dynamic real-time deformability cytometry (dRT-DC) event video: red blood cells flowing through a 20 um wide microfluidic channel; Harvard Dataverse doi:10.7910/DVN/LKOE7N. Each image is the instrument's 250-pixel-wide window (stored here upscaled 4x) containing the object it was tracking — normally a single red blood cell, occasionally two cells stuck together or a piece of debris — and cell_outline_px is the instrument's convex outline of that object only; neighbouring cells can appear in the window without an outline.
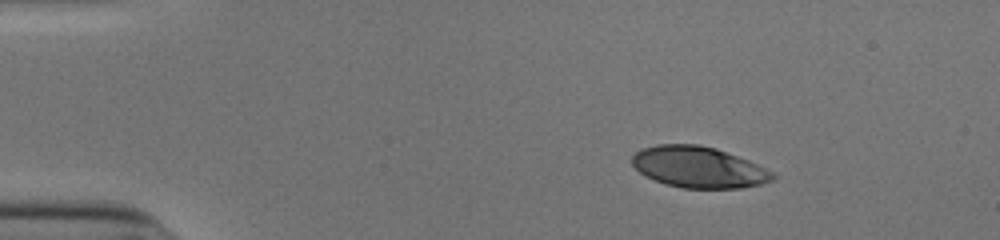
{"species": "human", "species_latin": "Homo sapiens", "temperature_condition": "cold", "stored_images_in_passage": 45, "camera_frame_rate_fps": 3000, "um_per_image_px": 0.085, "donor": {"sex": "male"}, "frame": {"image": 1, "passage_image": 1, "time_ms": 0.0, "image_size_px": [1000, 240], "cell_outline_px": [[776, 180], [760, 184], [740, 188], [684, 188], [664, 184], [644, 176], [632, 164], [632, 156], [640, 148], [656, 144], [700, 144], [716, 148], [748, 160], [772, 172], [776, 176]], "centroid_in_image_um": [59.36, 14.2], "position_along_channel_um": 25.6, "area_um2": 33.87}}
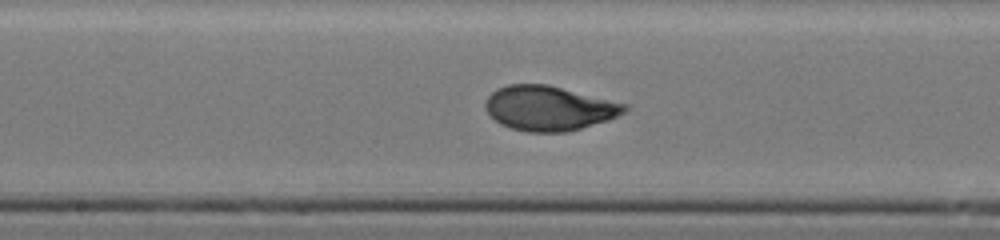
{"frame": {"image": 2, "passage_image": 21, "time_ms": 6.667, "image_size_px": [1000, 240], "cell_outline_px": [[628, 108], [624, 112], [608, 120], [568, 132], [528, 132], [512, 128], [500, 124], [488, 112], [484, 104], [484, 100], [496, 88], [508, 84], [548, 84], [628, 104]], "centroid_in_image_um": [46.66, 9.19], "position_along_channel_um": 201.5, "area_um2": 36.24}}
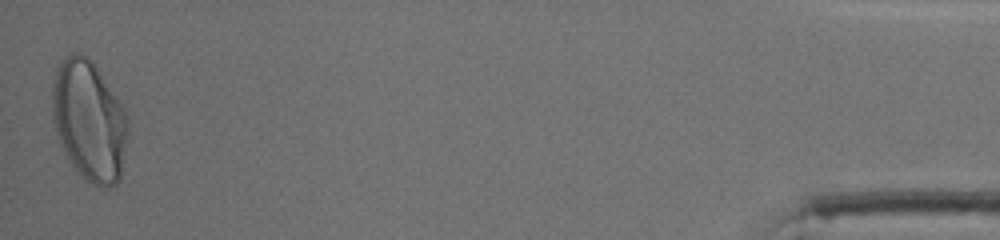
{"frame": {"image": 3, "passage_image": 45, "time_ms": 14.667, "image_size_px": [1000, 240], "cell_outline_px": [[128, 124], [120, 180], [116, 184], [100, 188], [92, 184], [72, 164], [60, 144], [52, 116], [52, 84], [56, 68], [68, 56], [76, 52], [84, 56], [96, 68], [124, 108], [128, 120]], "centroid_in_image_um": [7.57, 10.28], "position_along_channel_um": 427.6, "area_um2": 52.02}, "authors_computed_cell_mechanics": {"area_um2": 36.0672, "velocity_mm_per_s": 3.8933, "shape_relaxation_time_tau1_ms": 3.9721, "shape_relaxation_time_tau2_ms": null, "deformation_change_tau1": 0.1803, "deformation_change_tau2": null}}